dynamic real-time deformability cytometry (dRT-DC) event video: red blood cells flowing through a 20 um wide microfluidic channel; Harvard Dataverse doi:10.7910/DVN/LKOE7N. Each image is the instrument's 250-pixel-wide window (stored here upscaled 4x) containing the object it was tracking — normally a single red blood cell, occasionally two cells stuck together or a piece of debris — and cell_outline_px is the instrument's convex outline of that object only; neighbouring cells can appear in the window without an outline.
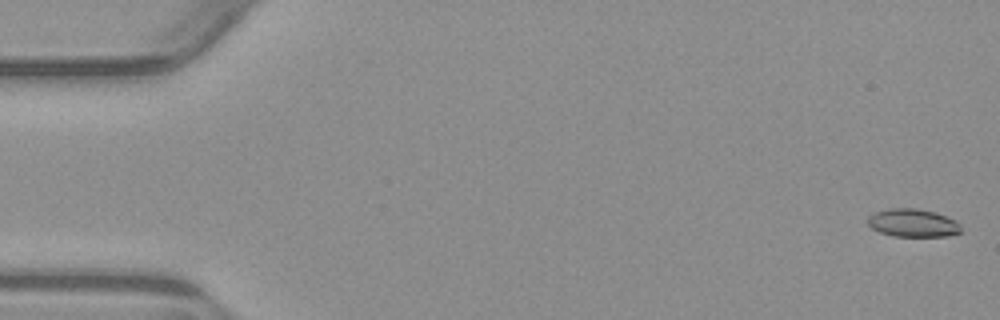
{"species": "common noctule bat (a hibernating species)", "species_latin": "Nyctalus noctula", "temperature_condition": "warm", "stored_images_in_passage": 5, "camera_frame_rate_fps": 3000, "um_per_image_px": 0.085, "animal": {"sex": "male", "body_mass_g": 23.1, "forearm_length_mm": 52.7}, "frame": {"image": 1, "passage_image": 1, "time_ms": 0.0, "image_size_px": [1000, 320], "cell_outline_px": [[960, 232], [948, 236], [892, 236], [880, 232], [872, 228], [868, 224], [868, 216], [876, 212], [892, 208], [916, 208], [936, 212], [956, 220], [960, 224]], "centroid_in_image_um": [77.61, 18.95], "position_along_channel_um": 7.4, "area_um2": 15.2}}
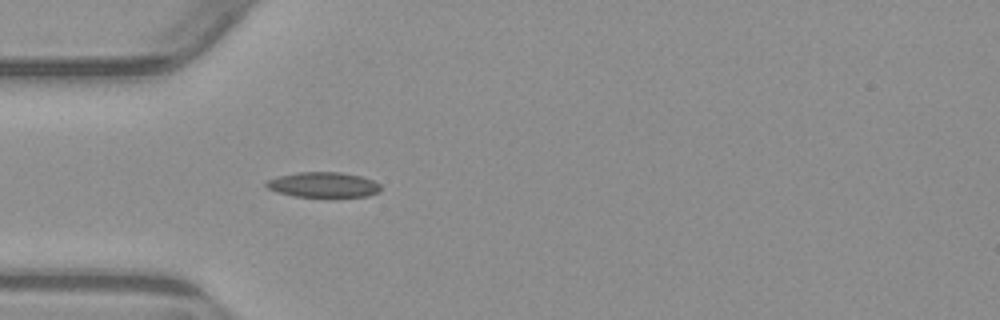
{"frame": {"image": 2, "passage_image": 5, "time_ms": 5.0, "image_size_px": [1000, 320], "cell_outline_px": [[380, 192], [368, 196], [292, 196], [276, 192], [268, 188], [264, 184], [268, 180], [276, 176], [296, 172], [340, 172], [364, 176], [380, 184]], "centroid_in_image_um": [27.47, 15.69], "position_along_channel_um": 57.5, "area_um2": 16.88}}